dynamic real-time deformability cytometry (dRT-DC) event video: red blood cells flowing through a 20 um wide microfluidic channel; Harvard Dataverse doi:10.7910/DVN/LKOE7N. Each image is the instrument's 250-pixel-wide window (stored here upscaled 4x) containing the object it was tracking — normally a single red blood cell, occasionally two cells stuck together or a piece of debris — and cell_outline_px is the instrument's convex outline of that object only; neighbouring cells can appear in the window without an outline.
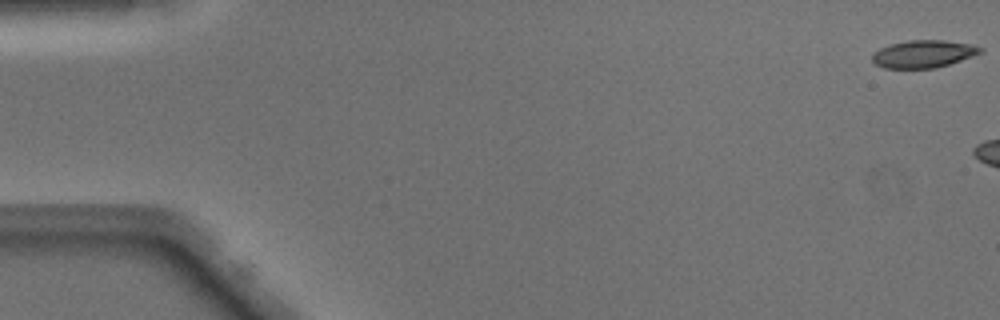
{"species": "Egyptian fruit bat (a non-hibernating species)", "species_latin": "Rousettus aegyptiacus", "temperature_condition": "warm", "stored_images_in_passage": 9, "camera_frame_rate_fps": 3000, "um_per_image_px": 0.085, "animal": {"sex": "male"}, "frame": {"image": 1, "passage_image": 1, "time_ms": 0.0, "image_size_px": [1000, 320], "cell_outline_px": [[984, 52], [936, 68], [884, 68], [876, 64], [872, 60], [872, 56], [880, 48], [892, 44], [908, 40], [944, 40], [972, 44], [984, 48]], "centroid_in_image_um": [78.53, 4.58], "position_along_channel_um": 6.5, "area_um2": 17.22}}